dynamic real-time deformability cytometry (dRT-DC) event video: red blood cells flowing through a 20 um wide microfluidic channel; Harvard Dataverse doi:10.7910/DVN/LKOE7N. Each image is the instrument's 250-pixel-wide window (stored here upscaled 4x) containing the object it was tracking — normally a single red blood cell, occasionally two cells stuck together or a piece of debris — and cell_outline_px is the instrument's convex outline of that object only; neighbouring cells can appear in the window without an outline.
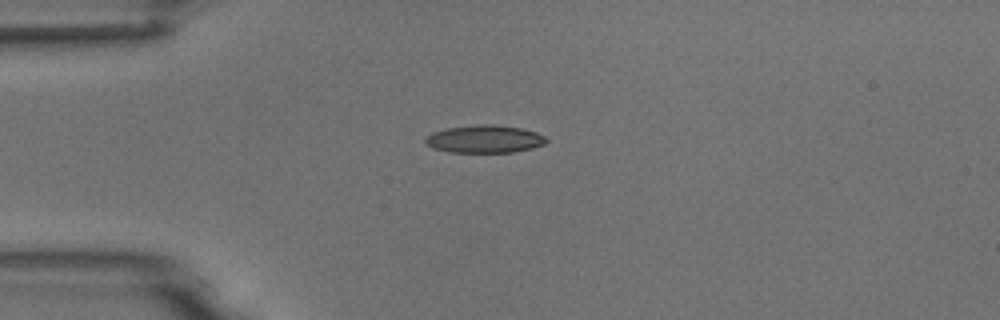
{"species": "common noctule bat (a hibernating species)", "species_latin": "Nyctalus noctula", "temperature_condition": "room temperature", "stored_images_in_passage": 3, "camera_frame_rate_fps": 3000, "um_per_image_px": 0.085, "animal": {"sex": "male", "body_mass_g": 18.8}, "frame": {"image": 1, "passage_image": 1, "time_ms": 0.0, "image_size_px": [1000, 320], "cell_outline_px": [[548, 140], [544, 144], [532, 148], [512, 152], [448, 152], [432, 148], [424, 140], [432, 132], [444, 128], [480, 124], [492, 124], [520, 128], [536, 132], [544, 136]], "centroid_in_image_um": [41.17, 11.81], "position_along_channel_um": 43.8, "area_um2": 19.48}}